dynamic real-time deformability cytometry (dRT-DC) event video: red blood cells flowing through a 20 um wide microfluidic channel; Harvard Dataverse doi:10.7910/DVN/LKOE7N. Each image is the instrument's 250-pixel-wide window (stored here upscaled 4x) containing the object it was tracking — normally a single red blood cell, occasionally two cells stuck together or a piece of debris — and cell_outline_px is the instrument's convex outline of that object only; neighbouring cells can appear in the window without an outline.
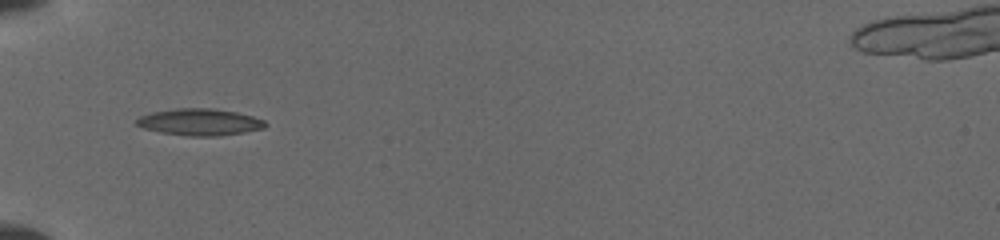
{"species": "common noctule bat (a hibernating species)", "species_latin": "Nyctalus noctula", "temperature_condition": "cold", "stored_images_in_passage": 5, "camera_frame_rate_fps": 3000, "um_per_image_px": 0.085, "animal": {"sex": "female", "body_mass_g": 19.5, "forearm_length_mm": 54.1}, "frame": {"image": 1, "passage_image": 1, "time_ms": 0.0, "image_size_px": [1000, 240], "cell_outline_px": [[268, 124], [264, 128], [244, 132], [220, 136], [188, 136], [160, 132], [144, 128], [136, 124], [136, 120], [140, 116], [152, 112], [176, 108], [212, 108], [236, 112], [252, 116], [264, 120]], "centroid_in_image_um": [16.99, 10.37], "position_along_channel_um": 68.0, "area_um2": 20.06}}
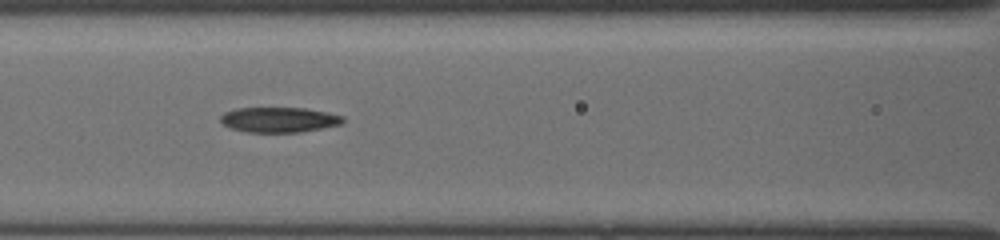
{"frame": {"image": 2, "passage_image": 3, "time_ms": 2.0, "image_size_px": [1000, 240], "cell_outline_px": [[344, 120], [340, 124], [300, 132], [244, 132], [228, 128], [220, 120], [220, 116], [224, 112], [236, 108], [304, 108], [328, 112], [344, 116]], "centroid_in_image_um": [23.68, 10.17], "position_along_channel_um": 142.9, "area_um2": 17.98}}
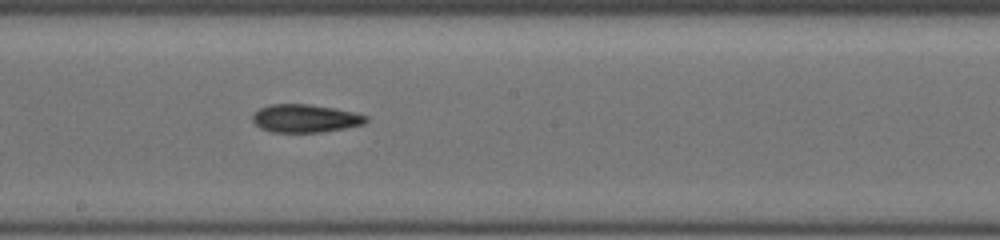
{"frame": {"image": 3, "passage_image": 5, "time_ms": 4.0, "image_size_px": [1000, 240], "cell_outline_px": [[368, 120], [364, 124], [344, 128], [320, 132], [272, 132], [260, 128], [252, 120], [252, 116], [260, 108], [268, 104], [308, 104], [336, 108], [368, 116]], "centroid_in_image_um": [25.94, 10.06], "position_along_channel_um": 222.3, "area_um2": 18.5}}